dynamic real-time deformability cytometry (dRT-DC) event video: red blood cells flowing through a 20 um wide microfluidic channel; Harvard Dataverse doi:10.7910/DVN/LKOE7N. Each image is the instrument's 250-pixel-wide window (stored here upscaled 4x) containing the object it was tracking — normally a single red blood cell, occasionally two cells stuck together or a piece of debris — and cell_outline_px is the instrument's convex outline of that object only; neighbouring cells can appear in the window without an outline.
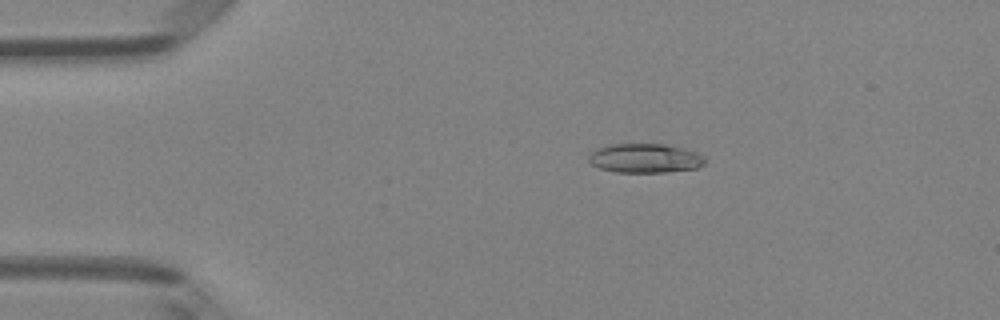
{"species": "Egyptian fruit bat (a non-hibernating species)", "species_latin": "Rousettus aegyptiacus", "temperature_condition": "room temperature", "stored_images_in_passage": 7, "camera_frame_rate_fps": 3000, "um_per_image_px": 0.085, "animal": {"sex": "female"}, "frame": {"image": 1, "passage_image": 3, "time_ms": 2.667, "image_size_px": [1000, 320], "cell_outline_px": [[704, 164], [696, 168], [664, 172], [616, 172], [600, 168], [592, 164], [588, 160], [588, 156], [596, 148], [608, 144], [664, 144], [696, 152], [704, 156]], "centroid_in_image_um": [54.79, 13.44], "position_along_channel_um": 30.2, "area_um2": 19.65}}
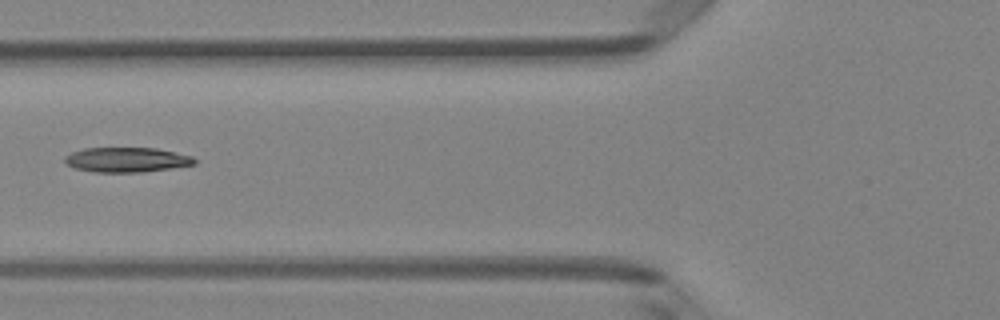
{"frame": {"image": 2, "passage_image": 6, "time_ms": 6.0, "image_size_px": [1000, 320], "cell_outline_px": [[196, 164], [144, 172], [92, 172], [76, 168], [64, 164], [64, 156], [72, 152], [84, 148], [156, 148], [192, 156], [196, 160]], "centroid_in_image_um": [10.73, 13.58], "position_along_channel_um": 115.1, "area_um2": 18.79}}
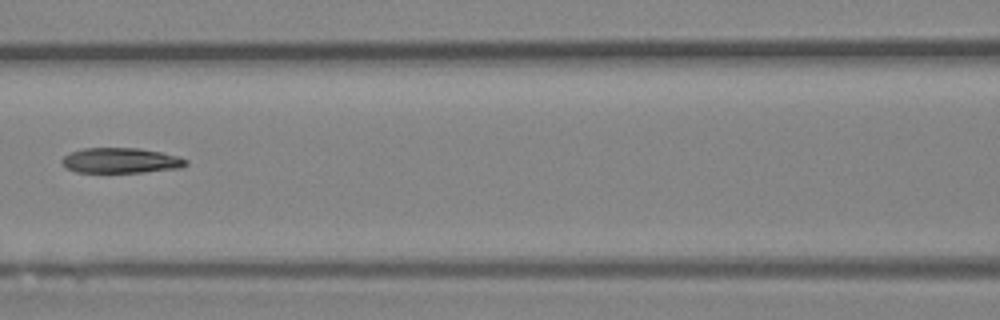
{"frame": {"image": 3, "passage_image": 7, "time_ms": 7.0, "image_size_px": [1000, 320], "cell_outline_px": [[188, 164], [180, 168], [144, 172], [76, 172], [64, 168], [60, 160], [64, 156], [72, 152], [84, 148], [140, 148], [160, 152], [176, 156], [188, 160]], "centroid_in_image_um": [10.24, 13.65], "position_along_channel_um": 156.4, "area_um2": 18.26}}